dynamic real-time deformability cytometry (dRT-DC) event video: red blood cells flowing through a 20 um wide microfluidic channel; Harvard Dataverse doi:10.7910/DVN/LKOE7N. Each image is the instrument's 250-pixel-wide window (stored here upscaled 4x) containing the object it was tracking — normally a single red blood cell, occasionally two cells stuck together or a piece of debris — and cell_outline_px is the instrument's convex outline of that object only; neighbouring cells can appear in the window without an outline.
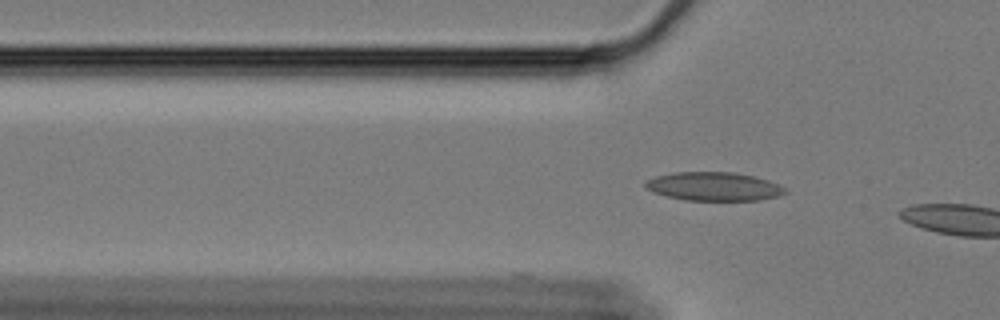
{"species": "Egyptian fruit bat (a non-hibernating species)", "species_latin": "Rousettus aegyptiacus", "temperature_condition": "cold", "stored_images_in_passage": 15, "camera_frame_rate_fps": 3000, "um_per_image_px": 0.085, "animal": {"sex": "female"}, "frame": {"image": 1, "passage_image": 15, "time_ms": 4.667, "image_size_px": [1000, 320], "cell_outline_px": [[788, 192], [776, 196], [756, 200], [684, 200], [652, 192], [644, 184], [644, 180], [656, 176], [672, 172], [732, 172], [752, 176], [768, 180], [780, 184], [788, 188]], "centroid_in_image_um": [60.67, 15.84], "position_along_channel_um": 65.1, "area_um2": 23.29}}